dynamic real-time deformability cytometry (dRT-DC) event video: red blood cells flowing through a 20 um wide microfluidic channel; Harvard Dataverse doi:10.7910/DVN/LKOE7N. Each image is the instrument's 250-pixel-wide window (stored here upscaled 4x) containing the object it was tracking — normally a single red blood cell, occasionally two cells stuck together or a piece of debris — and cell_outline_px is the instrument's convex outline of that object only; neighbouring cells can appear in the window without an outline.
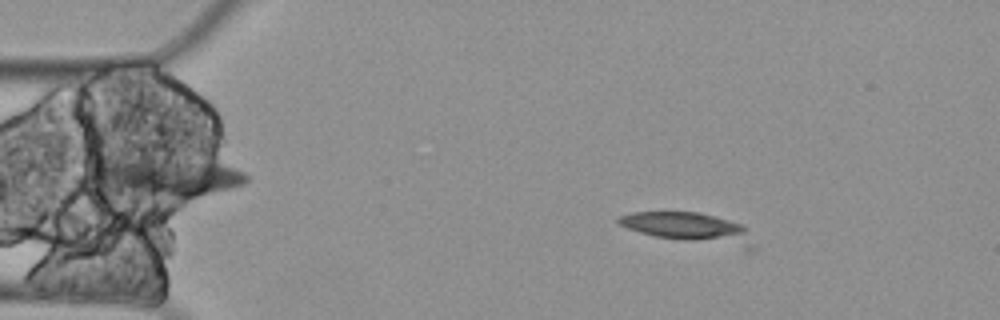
{"species": "Egyptian fruit bat (a non-hibernating species)", "species_latin": "Rousettus aegyptiacus", "temperature_condition": "cold", "stored_images_in_passage": 3, "camera_frame_rate_fps": 3000, "um_per_image_px": 0.085, "animal": {"sex": "female"}, "frame": {"image": 1, "passage_image": 1, "time_ms": 0.0, "image_size_px": [1000, 320], "cell_outline_px": [[756, 252], [744, 252], [656, 236], [640, 232], [628, 228], [620, 224], [616, 220], [616, 216], [632, 212], [696, 212], [728, 220], [740, 224], [748, 228], [756, 248]], "centroid_in_image_um": [58.76, 19.46], "position_along_channel_um": 26.2, "area_um2": 24.68}}